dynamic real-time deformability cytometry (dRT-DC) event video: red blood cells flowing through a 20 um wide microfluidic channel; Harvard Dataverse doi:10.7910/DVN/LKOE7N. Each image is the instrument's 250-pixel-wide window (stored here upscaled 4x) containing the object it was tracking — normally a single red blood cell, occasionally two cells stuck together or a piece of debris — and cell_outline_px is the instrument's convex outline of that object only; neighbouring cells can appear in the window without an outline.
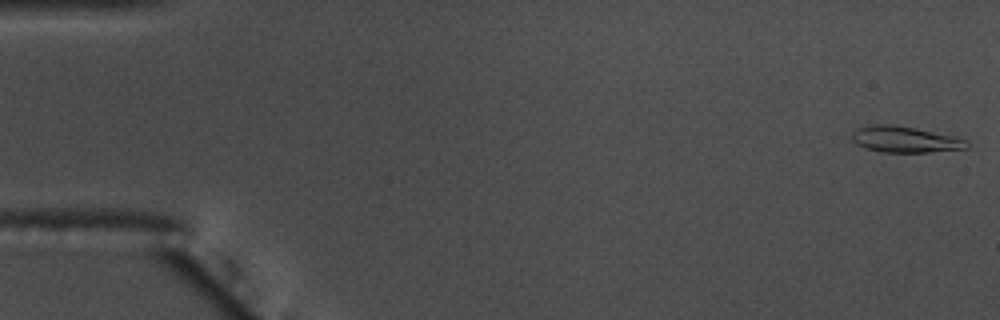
{"species": "common noctule bat (a hibernating species)", "species_latin": "Nyctalus noctula", "temperature_condition": "warm", "stored_images_in_passage": 56, "camera_frame_rate_fps": 3000, "um_per_image_px": 0.085, "animal": {"sex": "male", "body_mass_g": 17.5, "forearm_length_mm": 52.3}, "frame": {"image": 1, "passage_image": 1, "time_ms": 0.0, "image_size_px": [1000, 320], "cell_outline_px": [[968, 148], [928, 152], [880, 152], [864, 148], [856, 144], [852, 140], [852, 132], [860, 128], [872, 124], [892, 124], [916, 128], [956, 136], [968, 140]], "centroid_in_image_um": [76.93, 11.85], "position_along_channel_um": 8.1, "area_um2": 17.63}}
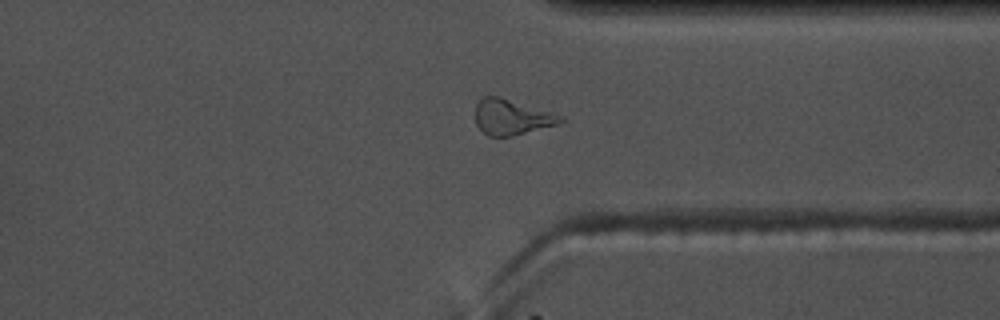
{"frame": {"image": 2, "passage_image": 43, "time_ms": 14.0, "image_size_px": [1000, 320], "cell_outline_px": [[564, 120], [556, 124], [512, 136], [488, 136], [476, 124], [476, 104], [484, 96], [500, 96], [552, 112], [564, 116]], "centroid_in_image_um": [43.48, 9.94], "position_along_channel_um": 367.9, "area_um2": 17.4}}
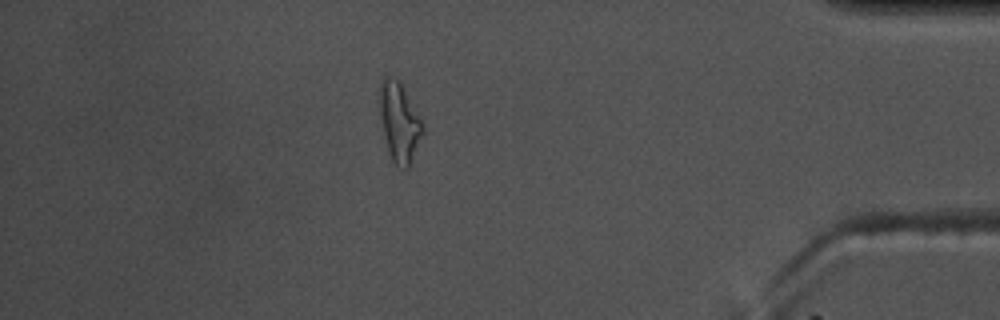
{"frame": {"image": 3, "passage_image": 49, "time_ms": 16.0, "image_size_px": [1000, 320], "cell_outline_px": [[424, 132], [408, 168], [404, 168], [396, 164], [392, 160], [388, 152], [384, 136], [380, 116], [380, 84], [384, 76], [392, 76], [400, 84], [420, 120], [424, 128]], "centroid_in_image_um": [33.92, 10.42], "position_along_channel_um": 401.3, "area_um2": 19.13}, "authors_computed_cell_mechanics": {"area_um2": 16.9643, "velocity_mm_per_s": 3.6408, "shape_relaxation_time_tau1_ms": null, "shape_relaxation_time_tau2_ms": 5.0858, "deformation_change_tau1": null, "deformation_change_tau2": 0.1598}}